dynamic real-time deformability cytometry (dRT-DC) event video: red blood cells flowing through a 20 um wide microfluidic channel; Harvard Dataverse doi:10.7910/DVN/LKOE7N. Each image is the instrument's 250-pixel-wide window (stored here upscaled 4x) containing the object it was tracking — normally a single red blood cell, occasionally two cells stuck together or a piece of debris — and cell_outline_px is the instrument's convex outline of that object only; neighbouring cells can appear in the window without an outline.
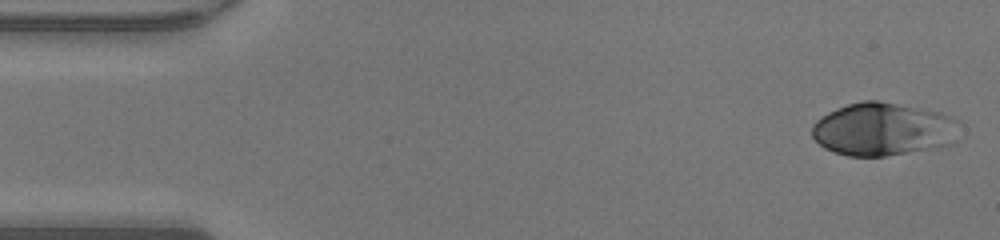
{"species": "human", "species_latin": "Homo sapiens", "temperature_condition": "warm", "stored_images_in_passage": 47, "camera_frame_rate_fps": 3000, "um_per_image_px": 0.085, "donor": {"sex": "male"}, "frame": {"image": 1, "passage_image": 1, "time_ms": 0.0, "image_size_px": [1000, 240], "cell_outline_px": [[960, 124], [956, 140], [952, 144], [940, 148], [884, 156], [848, 156], [824, 148], [812, 136], [812, 124], [816, 120], [828, 112], [836, 108], [848, 104], [864, 100], [876, 100], [920, 108], [940, 112], [952, 116], [960, 120]], "centroid_in_image_um": [75.12, 10.99], "position_along_channel_um": 9.9, "area_um2": 46.07}}
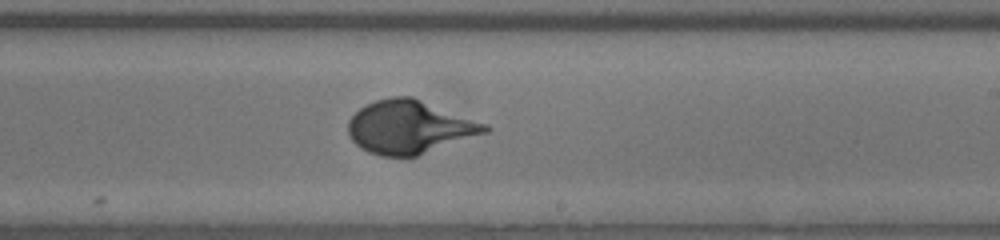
{"frame": {"image": 2, "passage_image": 27, "time_ms": 8.667, "image_size_px": [1000, 240], "cell_outline_px": [[492, 128], [488, 132], [416, 156], [380, 156], [368, 152], [360, 148], [348, 136], [348, 120], [360, 108], [376, 100], [392, 96], [412, 96], [488, 124]], "centroid_in_image_um": [34.81, 10.8], "position_along_channel_um": 254.2, "area_um2": 42.43}}
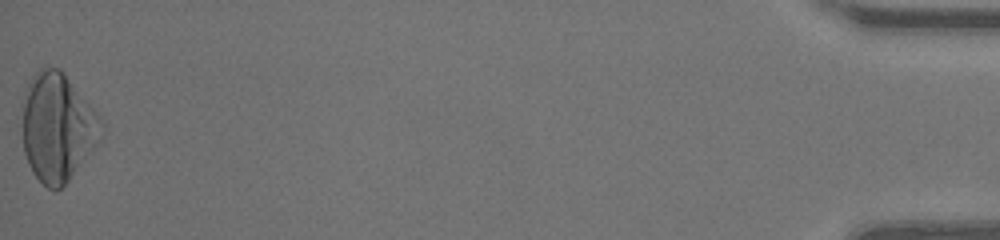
{"frame": {"image": 3, "passage_image": 47, "time_ms": 15.333, "image_size_px": [1000, 240], "cell_outline_px": [[104, 136], [92, 152], [68, 180], [56, 192], [48, 188], [32, 172], [28, 164], [24, 152], [24, 104], [28, 84], [36, 72], [40, 68], [60, 68], [64, 72], [100, 116], [104, 124]], "centroid_in_image_um": [4.94, 10.84], "position_along_channel_um": 430.3, "area_um2": 49.59}, "authors_computed_cell_mechanics": {"area_um2": 41.5004, "velocity_mm_per_s": 4.2858, "shape_relaxation_time_tau1_ms": 3.3085, "shape_relaxation_time_tau2_ms": null, "deformation_change_tau1": 0.2151, "deformation_change_tau2": null}}